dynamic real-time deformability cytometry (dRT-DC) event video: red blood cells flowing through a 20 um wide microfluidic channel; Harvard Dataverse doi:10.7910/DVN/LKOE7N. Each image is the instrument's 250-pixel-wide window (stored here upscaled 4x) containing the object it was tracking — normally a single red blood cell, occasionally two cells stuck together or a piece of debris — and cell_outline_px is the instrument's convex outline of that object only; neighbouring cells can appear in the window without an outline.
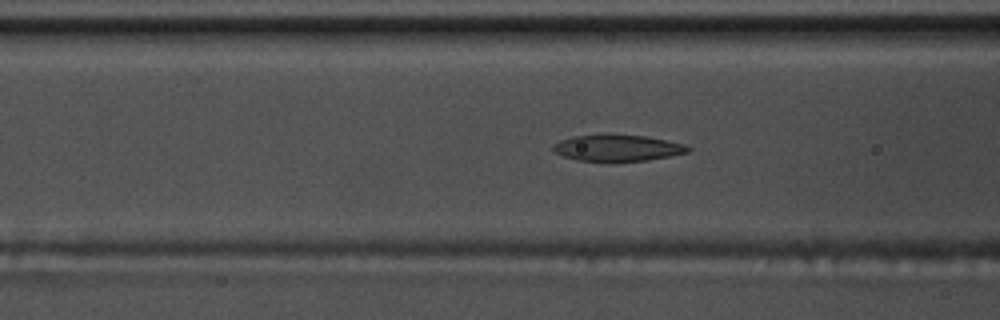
{"species": "common noctule bat (a hibernating species)", "species_latin": "Nyctalus noctula", "temperature_condition": "warm", "stored_images_in_passage": 41, "camera_frame_rate_fps": 3000, "um_per_image_px": 0.085, "animal": {"sex": "male", "body_mass_g": 17.5, "forearm_length_mm": 52.3}, "frame": {"image": 1, "passage_image": 8, "time_ms": 2.333, "image_size_px": [1000, 320], "cell_outline_px": [[692, 148], [688, 152], [648, 160], [612, 164], [576, 160], [552, 152], [552, 144], [560, 140], [572, 136], [604, 132], [644, 136], [684, 144]], "centroid_in_image_um": [52.38, 12.58], "position_along_channel_um": 114.2, "area_um2": 21.96}}
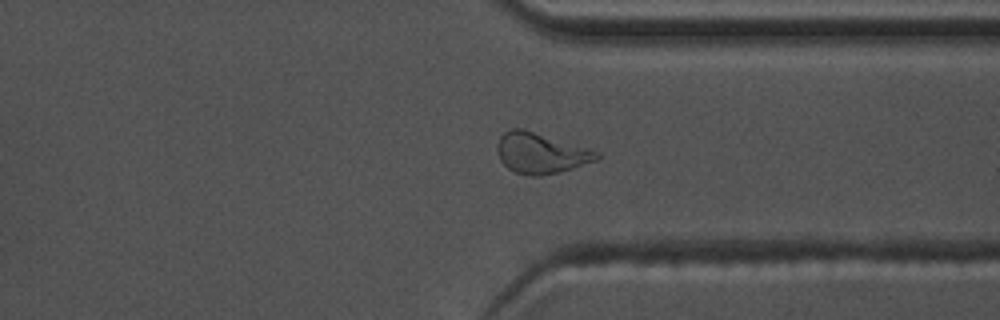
{"frame": {"image": 2, "passage_image": 28, "time_ms": 9.0, "image_size_px": [1000, 320], "cell_outline_px": [[600, 156], [596, 160], [560, 172], [540, 176], [528, 176], [516, 172], [508, 168], [500, 160], [496, 148], [496, 144], [500, 136], [504, 132], [512, 128], [524, 128], [588, 148], [600, 152]], "centroid_in_image_um": [45.94, 13.0], "position_along_channel_um": 365.5, "area_um2": 23.64}}
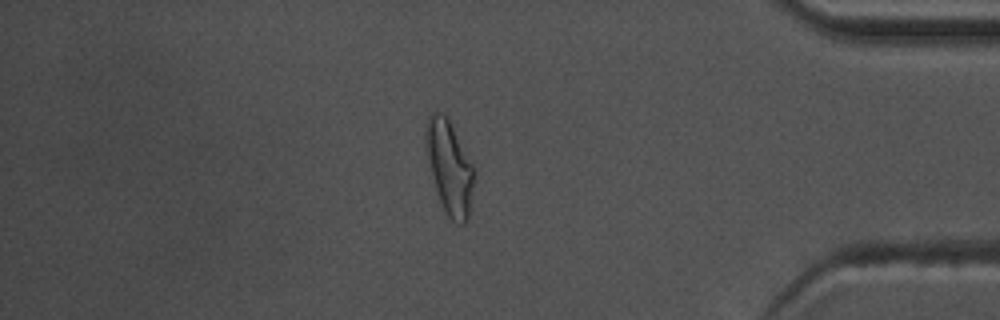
{"frame": {"image": 3, "passage_image": 33, "time_ms": 10.667, "image_size_px": [1000, 320], "cell_outline_px": [[476, 172], [468, 220], [464, 224], [460, 224], [452, 220], [448, 216], [440, 200], [436, 188], [428, 156], [424, 136], [424, 132], [428, 116], [432, 112], [440, 112], [448, 116]], "centroid_in_image_um": [38.23, 14.19], "position_along_channel_um": 397.0, "area_um2": 26.07}, "authors_computed_cell_mechanics": {"area_um2": 21.675, "velocity_mm_per_s": 3.7767, "shape_relaxation_time_tau1_ms": 4.8083, "shape_relaxation_time_tau2_ms": 2.3344, "deformation_change_tau1": 0.1928, "deformation_change_tau2": 0.1037}}